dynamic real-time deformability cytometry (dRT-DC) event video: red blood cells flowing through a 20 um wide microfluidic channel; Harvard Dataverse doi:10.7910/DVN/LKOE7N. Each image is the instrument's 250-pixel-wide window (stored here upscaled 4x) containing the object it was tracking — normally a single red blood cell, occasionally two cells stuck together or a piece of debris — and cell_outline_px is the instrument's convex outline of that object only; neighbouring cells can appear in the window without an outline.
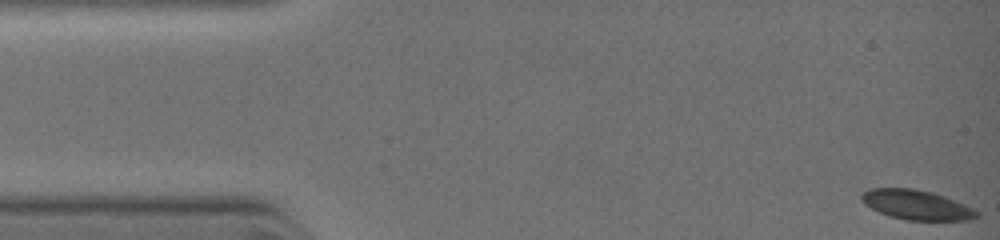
{"species": "common noctule bat (a hibernating species)", "species_latin": "Nyctalus noctula", "temperature_condition": "warm", "stored_images_in_passage": 4, "camera_frame_rate_fps": 3000, "um_per_image_px": 0.085, "animal": {"sex": "female", "body_mass_g": 19.0, "forearm_length_mm": 51.5}, "frame": {"image": 1, "passage_image": 1, "time_ms": 0.0, "image_size_px": [1000, 240], "cell_outline_px": [[980, 216], [972, 220], [904, 220], [880, 212], [864, 204], [860, 200], [860, 196], [864, 192], [872, 188], [916, 188], [932, 192], [944, 196], [964, 204], [980, 212]], "centroid_in_image_um": [77.93, 17.41], "position_along_channel_um": 7.1, "area_um2": 19.94}}
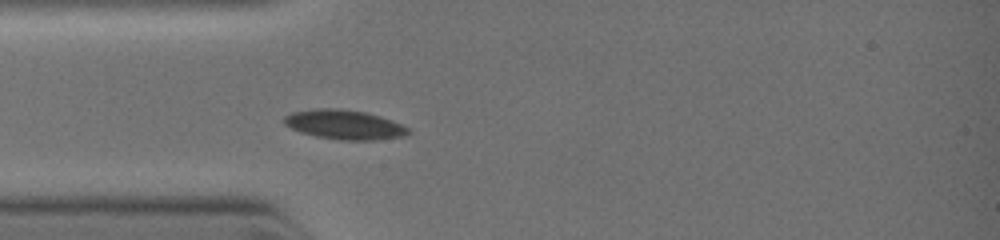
{"frame": {"image": 2, "passage_image": 4, "time_ms": 3.0, "image_size_px": [1000, 240], "cell_outline_px": [[408, 132], [400, 136], [376, 140], [340, 140], [316, 136], [300, 132], [284, 124], [284, 116], [292, 112], [316, 108], [336, 108], [364, 112], [380, 116], [400, 124], [408, 128]], "centroid_in_image_um": [29.21, 10.59], "position_along_channel_um": 55.8, "area_um2": 20.98}}